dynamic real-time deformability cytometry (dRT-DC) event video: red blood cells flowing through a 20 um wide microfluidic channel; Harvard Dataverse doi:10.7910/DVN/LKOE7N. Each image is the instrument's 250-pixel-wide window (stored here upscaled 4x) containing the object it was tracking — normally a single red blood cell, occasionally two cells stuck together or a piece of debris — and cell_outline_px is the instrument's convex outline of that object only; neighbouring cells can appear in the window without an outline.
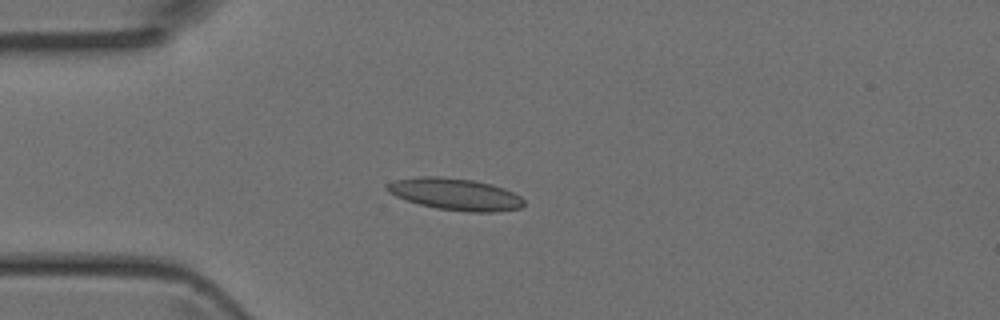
{"species": "Egyptian fruit bat (a non-hibernating species)", "species_latin": "Rousettus aegyptiacus", "temperature_condition": "room temperature", "stored_images_in_passage": 2, "camera_frame_rate_fps": 3000, "um_per_image_px": 0.085, "animal": {"sex": "female"}, "frame": {"image": 1, "passage_image": 2, "time_ms": 0.333, "image_size_px": [1000, 320], "cell_outline_px": [[524, 204], [520, 208], [496, 212], [468, 212], [436, 208], [420, 204], [396, 196], [388, 192], [384, 188], [388, 184], [396, 180], [424, 176], [440, 176], [472, 180], [492, 184], [504, 188], [520, 196], [524, 200]], "centroid_in_image_um": [38.72, 16.51], "position_along_channel_um": 46.3, "area_um2": 25.26}}